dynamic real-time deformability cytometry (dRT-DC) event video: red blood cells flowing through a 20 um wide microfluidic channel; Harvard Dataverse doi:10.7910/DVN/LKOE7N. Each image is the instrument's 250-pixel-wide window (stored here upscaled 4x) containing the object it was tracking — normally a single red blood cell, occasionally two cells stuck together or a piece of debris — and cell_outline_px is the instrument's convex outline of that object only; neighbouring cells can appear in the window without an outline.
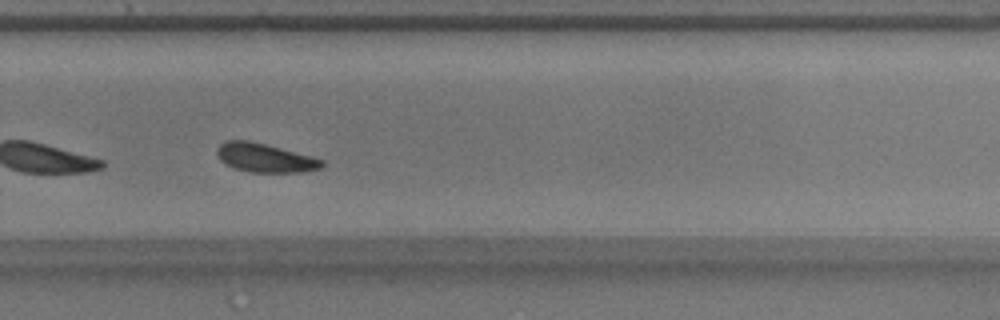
{"species": "common noctule bat (a hibernating species)", "species_latin": "Nyctalus noctula", "temperature_condition": "warm", "stored_images_in_passage": 27, "camera_frame_rate_fps": 3000, "um_per_image_px": 0.085, "animal": {"sex": "male", "body_mass_g": 17.9}, "frame": {"image": 1, "passage_image": 20, "time_ms": 6.333, "image_size_px": [1000, 320], "cell_outline_px": [[324, 164], [320, 168], [304, 172], [248, 172], [232, 168], [224, 164], [220, 160], [216, 152], [216, 148], [224, 140], [248, 140], [312, 156], [324, 160]], "centroid_in_image_um": [22.48, 13.42], "position_along_channel_um": 307.3, "area_um2": 17.74}}